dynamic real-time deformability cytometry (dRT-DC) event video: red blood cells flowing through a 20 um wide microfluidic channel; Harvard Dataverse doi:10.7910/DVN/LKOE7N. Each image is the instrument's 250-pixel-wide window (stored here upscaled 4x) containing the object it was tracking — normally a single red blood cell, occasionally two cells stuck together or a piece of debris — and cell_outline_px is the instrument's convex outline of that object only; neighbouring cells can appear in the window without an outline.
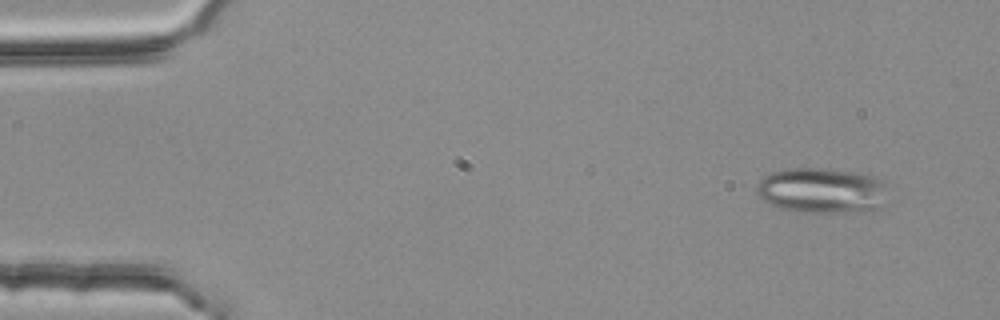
{"species": "common noctule bat (a hibernating species)", "species_latin": "Nyctalus noctula", "temperature_condition": "room temperature", "stored_images_in_passage": 4, "camera_frame_rate_fps": 3000, "um_per_image_px": 0.085, "animal": {"sex": "female", "body_mass_g": 25.1}, "frame": {"image": 1, "passage_image": 1, "time_ms": 0.0, "image_size_px": [1000, 320], "cell_outline_px": [[888, 184], [880, 208], [840, 212], [800, 212], [780, 208], [764, 200], [756, 192], [756, 188], [760, 180], [764, 176], [772, 172], [784, 168], [828, 168], [884, 176]], "centroid_in_image_um": [69.9, 16.15], "position_along_channel_um": 15.1, "area_um2": 35.08}}